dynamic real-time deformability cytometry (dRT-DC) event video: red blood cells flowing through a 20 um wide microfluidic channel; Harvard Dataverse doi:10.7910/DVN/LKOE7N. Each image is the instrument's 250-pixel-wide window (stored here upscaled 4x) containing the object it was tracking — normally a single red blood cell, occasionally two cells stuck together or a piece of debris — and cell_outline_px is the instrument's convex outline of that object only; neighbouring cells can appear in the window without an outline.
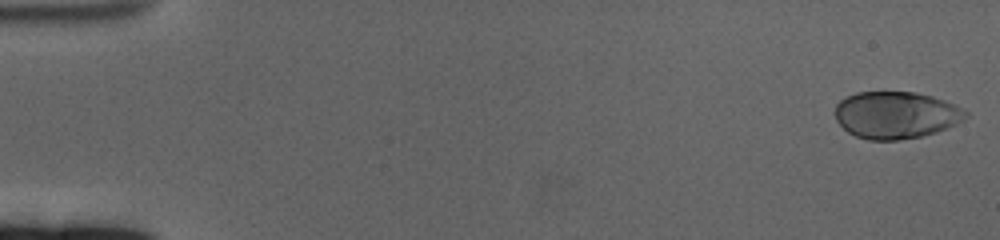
{"species": "human", "species_latin": "Homo sapiens", "temperature_condition": "cold", "stored_images_in_passage": 61, "camera_frame_rate_fps": 3000, "um_per_image_px": 0.085, "donor": {"sex": "female"}, "frame": {"image": 1, "passage_image": 1, "time_ms": 0.0, "image_size_px": [1000, 240], "cell_outline_px": [[968, 116], [964, 120], [956, 124], [936, 132], [920, 136], [900, 140], [868, 140], [856, 136], [848, 132], [836, 120], [836, 104], [840, 100], [856, 92], [916, 92], [932, 96], [956, 104], [964, 108], [968, 112]], "centroid_in_image_um": [76.18, 9.77], "position_along_channel_um": 8.8, "area_um2": 35.95}}
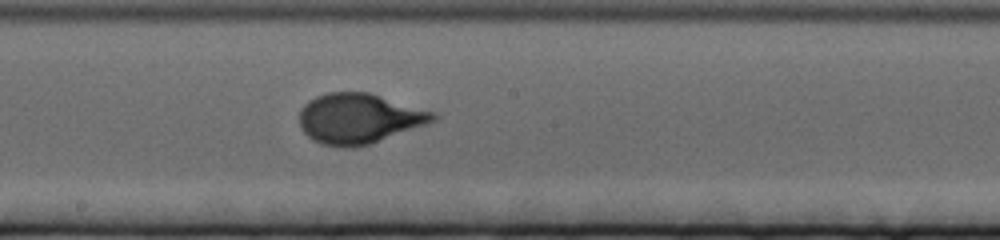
{"frame": {"image": 2, "passage_image": 34, "time_ms": 11.0, "image_size_px": [1000, 240], "cell_outline_px": [[436, 120], [368, 144], [352, 148], [340, 148], [320, 144], [312, 140], [300, 128], [300, 108], [308, 100], [316, 96], [328, 92], [368, 92], [436, 112]], "centroid_in_image_um": [30.46, 10.07], "position_along_channel_um": 217.7, "area_um2": 38.96}}
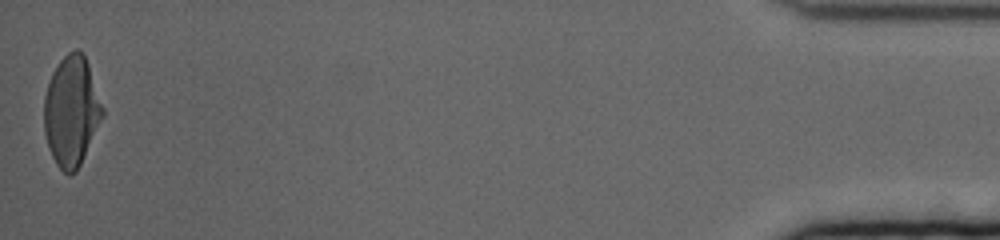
{"frame": {"image": 3, "passage_image": 61, "time_ms": 20.0, "image_size_px": [1000, 240], "cell_outline_px": [[104, 116], [76, 172], [68, 176], [56, 164], [52, 156], [44, 132], [44, 96], [52, 72], [60, 60], [68, 52], [76, 48], [84, 52], [104, 108]], "centroid_in_image_um": [6.08, 9.43], "position_along_channel_um": 429.1, "area_um2": 37.63}, "authors_computed_cell_mechanics": {"area_um2": 37.1076, "velocity_mm_per_s": 3.3019, "shape_relaxation_time_tau1_ms": 3.6376, "shape_relaxation_time_tau2_ms": null, "deformation_change_tau1": 0.1764, "deformation_change_tau2": null}}